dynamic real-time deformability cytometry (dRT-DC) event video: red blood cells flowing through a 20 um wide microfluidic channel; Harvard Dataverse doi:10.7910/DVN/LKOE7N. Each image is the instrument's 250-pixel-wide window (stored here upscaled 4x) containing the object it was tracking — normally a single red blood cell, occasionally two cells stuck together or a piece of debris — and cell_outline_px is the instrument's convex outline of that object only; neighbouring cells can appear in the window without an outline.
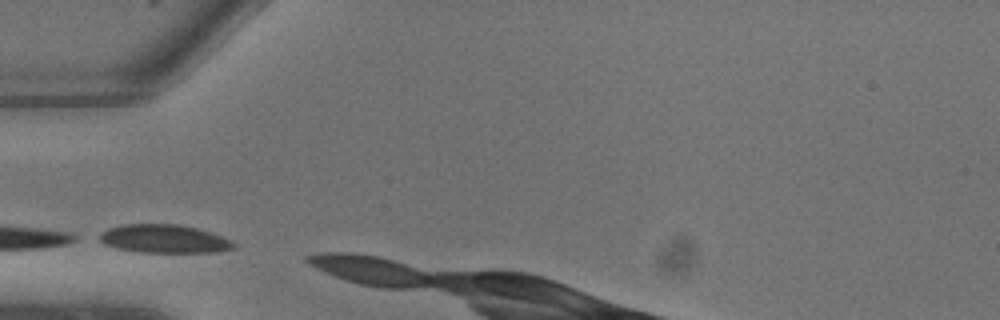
{"species": "common noctule bat (a hibernating species)", "species_latin": "Nyctalus noctula", "temperature_condition": "warm", "stored_images_in_passage": 4, "camera_frame_rate_fps": 3000, "um_per_image_px": 0.085, "animal": {"sex": "male", "body_mass_g": 13.3}, "frame": {"image": 1, "passage_image": 1, "time_ms": 0.0, "image_size_px": [1000, 320], "cell_outline_px": [[236, 248], [216, 252], [140, 252], [116, 248], [104, 244], [100, 240], [100, 236], [108, 228], [124, 224], [176, 224], [196, 228], [220, 236], [236, 244]], "centroid_in_image_um": [13.94, 20.3], "position_along_channel_um": 71.1, "area_um2": 21.85}}